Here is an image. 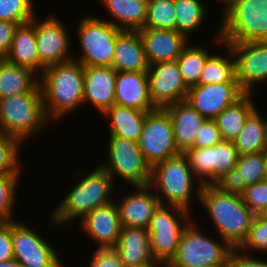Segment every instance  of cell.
I'll return each mask as SVG.
<instances>
[{
    "label": "cell",
    "mask_w": 267,
    "mask_h": 267,
    "mask_svg": "<svg viewBox=\"0 0 267 267\" xmlns=\"http://www.w3.org/2000/svg\"><path fill=\"white\" fill-rule=\"evenodd\" d=\"M40 87L46 116L60 121L84 105V67L77 60L44 68Z\"/></svg>",
    "instance_id": "obj_1"
},
{
    "label": "cell",
    "mask_w": 267,
    "mask_h": 267,
    "mask_svg": "<svg viewBox=\"0 0 267 267\" xmlns=\"http://www.w3.org/2000/svg\"><path fill=\"white\" fill-rule=\"evenodd\" d=\"M87 173L60 203L50 212V221L54 226H65L81 220L89 212L115 200L113 192L117 187L113 178L100 166ZM115 186V187H114Z\"/></svg>",
    "instance_id": "obj_2"
},
{
    "label": "cell",
    "mask_w": 267,
    "mask_h": 267,
    "mask_svg": "<svg viewBox=\"0 0 267 267\" xmlns=\"http://www.w3.org/2000/svg\"><path fill=\"white\" fill-rule=\"evenodd\" d=\"M199 202L212 220L216 236L232 248H238L248 236L255 217L242 197L224 194L212 185H203Z\"/></svg>",
    "instance_id": "obj_3"
},
{
    "label": "cell",
    "mask_w": 267,
    "mask_h": 267,
    "mask_svg": "<svg viewBox=\"0 0 267 267\" xmlns=\"http://www.w3.org/2000/svg\"><path fill=\"white\" fill-rule=\"evenodd\" d=\"M195 179L197 178L190 169L187 158L181 153L154 165L149 185L153 190H157L155 194L161 204L179 206L192 212V196L195 194L200 201L203 186Z\"/></svg>",
    "instance_id": "obj_4"
},
{
    "label": "cell",
    "mask_w": 267,
    "mask_h": 267,
    "mask_svg": "<svg viewBox=\"0 0 267 267\" xmlns=\"http://www.w3.org/2000/svg\"><path fill=\"white\" fill-rule=\"evenodd\" d=\"M48 125L50 121L45 113L42 92L0 99V131L21 144L37 136L42 130L45 131Z\"/></svg>",
    "instance_id": "obj_5"
},
{
    "label": "cell",
    "mask_w": 267,
    "mask_h": 267,
    "mask_svg": "<svg viewBox=\"0 0 267 267\" xmlns=\"http://www.w3.org/2000/svg\"><path fill=\"white\" fill-rule=\"evenodd\" d=\"M219 24L223 43L267 41V0H238Z\"/></svg>",
    "instance_id": "obj_6"
},
{
    "label": "cell",
    "mask_w": 267,
    "mask_h": 267,
    "mask_svg": "<svg viewBox=\"0 0 267 267\" xmlns=\"http://www.w3.org/2000/svg\"><path fill=\"white\" fill-rule=\"evenodd\" d=\"M81 19L75 32L81 53L74 60L83 67H111L116 38L122 30L97 16L86 15Z\"/></svg>",
    "instance_id": "obj_7"
},
{
    "label": "cell",
    "mask_w": 267,
    "mask_h": 267,
    "mask_svg": "<svg viewBox=\"0 0 267 267\" xmlns=\"http://www.w3.org/2000/svg\"><path fill=\"white\" fill-rule=\"evenodd\" d=\"M194 220L195 218L184 229L176 254L166 265L195 267L205 264L226 267L233 248L225 240L219 241L213 239L209 233L208 235L204 233L200 224L198 226Z\"/></svg>",
    "instance_id": "obj_8"
},
{
    "label": "cell",
    "mask_w": 267,
    "mask_h": 267,
    "mask_svg": "<svg viewBox=\"0 0 267 267\" xmlns=\"http://www.w3.org/2000/svg\"><path fill=\"white\" fill-rule=\"evenodd\" d=\"M192 220L193 213L185 208L159 205L148 226L150 245L155 261L164 266L171 261L176 254L184 229Z\"/></svg>",
    "instance_id": "obj_9"
},
{
    "label": "cell",
    "mask_w": 267,
    "mask_h": 267,
    "mask_svg": "<svg viewBox=\"0 0 267 267\" xmlns=\"http://www.w3.org/2000/svg\"><path fill=\"white\" fill-rule=\"evenodd\" d=\"M107 160L101 165L115 182L116 178L135 186L149 185L151 181V166L146 162L138 143L109 136L107 145Z\"/></svg>",
    "instance_id": "obj_10"
},
{
    "label": "cell",
    "mask_w": 267,
    "mask_h": 267,
    "mask_svg": "<svg viewBox=\"0 0 267 267\" xmlns=\"http://www.w3.org/2000/svg\"><path fill=\"white\" fill-rule=\"evenodd\" d=\"M138 146L151 168L181 154L174 141V131L168 112L156 108L146 113Z\"/></svg>",
    "instance_id": "obj_11"
},
{
    "label": "cell",
    "mask_w": 267,
    "mask_h": 267,
    "mask_svg": "<svg viewBox=\"0 0 267 267\" xmlns=\"http://www.w3.org/2000/svg\"><path fill=\"white\" fill-rule=\"evenodd\" d=\"M183 154L202 185H211L221 175L235 168L239 157L233 141L227 140L212 147L189 148Z\"/></svg>",
    "instance_id": "obj_12"
},
{
    "label": "cell",
    "mask_w": 267,
    "mask_h": 267,
    "mask_svg": "<svg viewBox=\"0 0 267 267\" xmlns=\"http://www.w3.org/2000/svg\"><path fill=\"white\" fill-rule=\"evenodd\" d=\"M32 229L25 221H12L14 259L23 267H64L57 250Z\"/></svg>",
    "instance_id": "obj_13"
},
{
    "label": "cell",
    "mask_w": 267,
    "mask_h": 267,
    "mask_svg": "<svg viewBox=\"0 0 267 267\" xmlns=\"http://www.w3.org/2000/svg\"><path fill=\"white\" fill-rule=\"evenodd\" d=\"M35 15L36 44L40 64L46 68L54 64L64 63L74 59L70 51L73 47L67 24L55 15L41 20ZM64 23V24H63Z\"/></svg>",
    "instance_id": "obj_14"
},
{
    "label": "cell",
    "mask_w": 267,
    "mask_h": 267,
    "mask_svg": "<svg viewBox=\"0 0 267 267\" xmlns=\"http://www.w3.org/2000/svg\"><path fill=\"white\" fill-rule=\"evenodd\" d=\"M235 61V78L246 94H254L258 83L267 82V41L224 43Z\"/></svg>",
    "instance_id": "obj_15"
},
{
    "label": "cell",
    "mask_w": 267,
    "mask_h": 267,
    "mask_svg": "<svg viewBox=\"0 0 267 267\" xmlns=\"http://www.w3.org/2000/svg\"><path fill=\"white\" fill-rule=\"evenodd\" d=\"M149 94L156 108L185 100L188 87L185 85L176 60L150 64L147 70Z\"/></svg>",
    "instance_id": "obj_16"
},
{
    "label": "cell",
    "mask_w": 267,
    "mask_h": 267,
    "mask_svg": "<svg viewBox=\"0 0 267 267\" xmlns=\"http://www.w3.org/2000/svg\"><path fill=\"white\" fill-rule=\"evenodd\" d=\"M245 94L239 83L200 84L188 89L185 101L200 115L213 120Z\"/></svg>",
    "instance_id": "obj_17"
},
{
    "label": "cell",
    "mask_w": 267,
    "mask_h": 267,
    "mask_svg": "<svg viewBox=\"0 0 267 267\" xmlns=\"http://www.w3.org/2000/svg\"><path fill=\"white\" fill-rule=\"evenodd\" d=\"M83 234L98 245L96 248H114L122 229L119 210L115 200L89 212L80 220Z\"/></svg>",
    "instance_id": "obj_18"
},
{
    "label": "cell",
    "mask_w": 267,
    "mask_h": 267,
    "mask_svg": "<svg viewBox=\"0 0 267 267\" xmlns=\"http://www.w3.org/2000/svg\"><path fill=\"white\" fill-rule=\"evenodd\" d=\"M119 200L115 199L122 227L148 228L155 210L161 204L150 185L135 186Z\"/></svg>",
    "instance_id": "obj_19"
},
{
    "label": "cell",
    "mask_w": 267,
    "mask_h": 267,
    "mask_svg": "<svg viewBox=\"0 0 267 267\" xmlns=\"http://www.w3.org/2000/svg\"><path fill=\"white\" fill-rule=\"evenodd\" d=\"M148 64L177 60L191 42L176 30L143 28L138 30Z\"/></svg>",
    "instance_id": "obj_20"
},
{
    "label": "cell",
    "mask_w": 267,
    "mask_h": 267,
    "mask_svg": "<svg viewBox=\"0 0 267 267\" xmlns=\"http://www.w3.org/2000/svg\"><path fill=\"white\" fill-rule=\"evenodd\" d=\"M117 71L113 67H84V107L92 105L103 114L115 104Z\"/></svg>",
    "instance_id": "obj_21"
},
{
    "label": "cell",
    "mask_w": 267,
    "mask_h": 267,
    "mask_svg": "<svg viewBox=\"0 0 267 267\" xmlns=\"http://www.w3.org/2000/svg\"><path fill=\"white\" fill-rule=\"evenodd\" d=\"M115 104L145 112L156 109L149 94L147 72H117Z\"/></svg>",
    "instance_id": "obj_22"
},
{
    "label": "cell",
    "mask_w": 267,
    "mask_h": 267,
    "mask_svg": "<svg viewBox=\"0 0 267 267\" xmlns=\"http://www.w3.org/2000/svg\"><path fill=\"white\" fill-rule=\"evenodd\" d=\"M124 267L160 263L155 261L148 228L122 227L118 244L114 247Z\"/></svg>",
    "instance_id": "obj_23"
},
{
    "label": "cell",
    "mask_w": 267,
    "mask_h": 267,
    "mask_svg": "<svg viewBox=\"0 0 267 267\" xmlns=\"http://www.w3.org/2000/svg\"><path fill=\"white\" fill-rule=\"evenodd\" d=\"M164 109L170 116L178 150L183 153L192 148L198 131L207 119L185 100L168 105Z\"/></svg>",
    "instance_id": "obj_24"
},
{
    "label": "cell",
    "mask_w": 267,
    "mask_h": 267,
    "mask_svg": "<svg viewBox=\"0 0 267 267\" xmlns=\"http://www.w3.org/2000/svg\"><path fill=\"white\" fill-rule=\"evenodd\" d=\"M111 67L117 72H147L149 64L138 31L122 30L118 34Z\"/></svg>",
    "instance_id": "obj_25"
},
{
    "label": "cell",
    "mask_w": 267,
    "mask_h": 267,
    "mask_svg": "<svg viewBox=\"0 0 267 267\" xmlns=\"http://www.w3.org/2000/svg\"><path fill=\"white\" fill-rule=\"evenodd\" d=\"M5 59L17 66L31 69L39 76L42 75L44 67L39 62L35 34V16L31 21L19 25Z\"/></svg>",
    "instance_id": "obj_26"
},
{
    "label": "cell",
    "mask_w": 267,
    "mask_h": 267,
    "mask_svg": "<svg viewBox=\"0 0 267 267\" xmlns=\"http://www.w3.org/2000/svg\"><path fill=\"white\" fill-rule=\"evenodd\" d=\"M100 2L110 16V20L106 21L113 26L130 31L144 28L148 0H100Z\"/></svg>",
    "instance_id": "obj_27"
},
{
    "label": "cell",
    "mask_w": 267,
    "mask_h": 267,
    "mask_svg": "<svg viewBox=\"0 0 267 267\" xmlns=\"http://www.w3.org/2000/svg\"><path fill=\"white\" fill-rule=\"evenodd\" d=\"M29 92H41L40 76L31 69L0 59V99Z\"/></svg>",
    "instance_id": "obj_28"
},
{
    "label": "cell",
    "mask_w": 267,
    "mask_h": 267,
    "mask_svg": "<svg viewBox=\"0 0 267 267\" xmlns=\"http://www.w3.org/2000/svg\"><path fill=\"white\" fill-rule=\"evenodd\" d=\"M146 113L114 104L102 114L109 121L108 136L138 142L142 134Z\"/></svg>",
    "instance_id": "obj_29"
},
{
    "label": "cell",
    "mask_w": 267,
    "mask_h": 267,
    "mask_svg": "<svg viewBox=\"0 0 267 267\" xmlns=\"http://www.w3.org/2000/svg\"><path fill=\"white\" fill-rule=\"evenodd\" d=\"M216 37L213 38L215 45L225 47L226 55L221 53H212V55L206 60L204 68L199 77L200 84H212V83H238L235 78V61L231 48L224 44L219 36V31L216 32ZM227 52V53H226Z\"/></svg>",
    "instance_id": "obj_30"
},
{
    "label": "cell",
    "mask_w": 267,
    "mask_h": 267,
    "mask_svg": "<svg viewBox=\"0 0 267 267\" xmlns=\"http://www.w3.org/2000/svg\"><path fill=\"white\" fill-rule=\"evenodd\" d=\"M256 107L246 118L244 127L233 140L239 155L261 153L267 150L266 119Z\"/></svg>",
    "instance_id": "obj_31"
},
{
    "label": "cell",
    "mask_w": 267,
    "mask_h": 267,
    "mask_svg": "<svg viewBox=\"0 0 267 267\" xmlns=\"http://www.w3.org/2000/svg\"><path fill=\"white\" fill-rule=\"evenodd\" d=\"M253 96V94H245L213 119L223 140L233 141L239 135L245 125L246 118L257 107Z\"/></svg>",
    "instance_id": "obj_32"
},
{
    "label": "cell",
    "mask_w": 267,
    "mask_h": 267,
    "mask_svg": "<svg viewBox=\"0 0 267 267\" xmlns=\"http://www.w3.org/2000/svg\"><path fill=\"white\" fill-rule=\"evenodd\" d=\"M206 7L202 0H174L175 30L190 40L193 35L191 33L197 32L205 25L208 14Z\"/></svg>",
    "instance_id": "obj_33"
},
{
    "label": "cell",
    "mask_w": 267,
    "mask_h": 267,
    "mask_svg": "<svg viewBox=\"0 0 267 267\" xmlns=\"http://www.w3.org/2000/svg\"><path fill=\"white\" fill-rule=\"evenodd\" d=\"M212 54L205 46L189 44L183 49L177 62L185 85L190 88L199 85V77L204 68L206 60Z\"/></svg>",
    "instance_id": "obj_34"
},
{
    "label": "cell",
    "mask_w": 267,
    "mask_h": 267,
    "mask_svg": "<svg viewBox=\"0 0 267 267\" xmlns=\"http://www.w3.org/2000/svg\"><path fill=\"white\" fill-rule=\"evenodd\" d=\"M174 0H148L144 28L175 30Z\"/></svg>",
    "instance_id": "obj_35"
},
{
    "label": "cell",
    "mask_w": 267,
    "mask_h": 267,
    "mask_svg": "<svg viewBox=\"0 0 267 267\" xmlns=\"http://www.w3.org/2000/svg\"><path fill=\"white\" fill-rule=\"evenodd\" d=\"M22 173L0 174V223L14 221V207ZM17 194V195H16Z\"/></svg>",
    "instance_id": "obj_36"
},
{
    "label": "cell",
    "mask_w": 267,
    "mask_h": 267,
    "mask_svg": "<svg viewBox=\"0 0 267 267\" xmlns=\"http://www.w3.org/2000/svg\"><path fill=\"white\" fill-rule=\"evenodd\" d=\"M21 146L24 145L17 139L0 131V174L23 173L19 156Z\"/></svg>",
    "instance_id": "obj_37"
},
{
    "label": "cell",
    "mask_w": 267,
    "mask_h": 267,
    "mask_svg": "<svg viewBox=\"0 0 267 267\" xmlns=\"http://www.w3.org/2000/svg\"><path fill=\"white\" fill-rule=\"evenodd\" d=\"M33 0H0V20L24 24L36 15Z\"/></svg>",
    "instance_id": "obj_38"
},
{
    "label": "cell",
    "mask_w": 267,
    "mask_h": 267,
    "mask_svg": "<svg viewBox=\"0 0 267 267\" xmlns=\"http://www.w3.org/2000/svg\"><path fill=\"white\" fill-rule=\"evenodd\" d=\"M265 152L239 155L236 168L248 185L265 180Z\"/></svg>",
    "instance_id": "obj_39"
},
{
    "label": "cell",
    "mask_w": 267,
    "mask_h": 267,
    "mask_svg": "<svg viewBox=\"0 0 267 267\" xmlns=\"http://www.w3.org/2000/svg\"><path fill=\"white\" fill-rule=\"evenodd\" d=\"M238 249L246 254L267 252V221L260 215H255L248 236Z\"/></svg>",
    "instance_id": "obj_40"
},
{
    "label": "cell",
    "mask_w": 267,
    "mask_h": 267,
    "mask_svg": "<svg viewBox=\"0 0 267 267\" xmlns=\"http://www.w3.org/2000/svg\"><path fill=\"white\" fill-rule=\"evenodd\" d=\"M241 197L255 215L262 214L267 209V180L250 184Z\"/></svg>",
    "instance_id": "obj_41"
},
{
    "label": "cell",
    "mask_w": 267,
    "mask_h": 267,
    "mask_svg": "<svg viewBox=\"0 0 267 267\" xmlns=\"http://www.w3.org/2000/svg\"><path fill=\"white\" fill-rule=\"evenodd\" d=\"M219 192L242 196L245 189L249 186L242 180L240 171L235 167L221 175L212 184Z\"/></svg>",
    "instance_id": "obj_42"
},
{
    "label": "cell",
    "mask_w": 267,
    "mask_h": 267,
    "mask_svg": "<svg viewBox=\"0 0 267 267\" xmlns=\"http://www.w3.org/2000/svg\"><path fill=\"white\" fill-rule=\"evenodd\" d=\"M216 122L207 119L198 131L192 148L212 147L222 141Z\"/></svg>",
    "instance_id": "obj_43"
},
{
    "label": "cell",
    "mask_w": 267,
    "mask_h": 267,
    "mask_svg": "<svg viewBox=\"0 0 267 267\" xmlns=\"http://www.w3.org/2000/svg\"><path fill=\"white\" fill-rule=\"evenodd\" d=\"M87 267H124L114 248H95Z\"/></svg>",
    "instance_id": "obj_44"
},
{
    "label": "cell",
    "mask_w": 267,
    "mask_h": 267,
    "mask_svg": "<svg viewBox=\"0 0 267 267\" xmlns=\"http://www.w3.org/2000/svg\"><path fill=\"white\" fill-rule=\"evenodd\" d=\"M226 267H267V261L233 248L228 256Z\"/></svg>",
    "instance_id": "obj_45"
},
{
    "label": "cell",
    "mask_w": 267,
    "mask_h": 267,
    "mask_svg": "<svg viewBox=\"0 0 267 267\" xmlns=\"http://www.w3.org/2000/svg\"><path fill=\"white\" fill-rule=\"evenodd\" d=\"M13 258L12 221L0 223V262Z\"/></svg>",
    "instance_id": "obj_46"
},
{
    "label": "cell",
    "mask_w": 267,
    "mask_h": 267,
    "mask_svg": "<svg viewBox=\"0 0 267 267\" xmlns=\"http://www.w3.org/2000/svg\"><path fill=\"white\" fill-rule=\"evenodd\" d=\"M19 25L20 23L0 20V59L8 55L13 37Z\"/></svg>",
    "instance_id": "obj_47"
},
{
    "label": "cell",
    "mask_w": 267,
    "mask_h": 267,
    "mask_svg": "<svg viewBox=\"0 0 267 267\" xmlns=\"http://www.w3.org/2000/svg\"><path fill=\"white\" fill-rule=\"evenodd\" d=\"M238 0H215V2H220L222 4V11L221 17L237 2Z\"/></svg>",
    "instance_id": "obj_48"
},
{
    "label": "cell",
    "mask_w": 267,
    "mask_h": 267,
    "mask_svg": "<svg viewBox=\"0 0 267 267\" xmlns=\"http://www.w3.org/2000/svg\"><path fill=\"white\" fill-rule=\"evenodd\" d=\"M0 267H23V266L13 258L11 260L1 261Z\"/></svg>",
    "instance_id": "obj_49"
},
{
    "label": "cell",
    "mask_w": 267,
    "mask_h": 267,
    "mask_svg": "<svg viewBox=\"0 0 267 267\" xmlns=\"http://www.w3.org/2000/svg\"><path fill=\"white\" fill-rule=\"evenodd\" d=\"M131 267H164L161 263H146L144 265L131 266Z\"/></svg>",
    "instance_id": "obj_50"
},
{
    "label": "cell",
    "mask_w": 267,
    "mask_h": 267,
    "mask_svg": "<svg viewBox=\"0 0 267 267\" xmlns=\"http://www.w3.org/2000/svg\"><path fill=\"white\" fill-rule=\"evenodd\" d=\"M164 267H194V266H181V265H165ZM195 267H215L211 265H200V266H195Z\"/></svg>",
    "instance_id": "obj_51"
},
{
    "label": "cell",
    "mask_w": 267,
    "mask_h": 267,
    "mask_svg": "<svg viewBox=\"0 0 267 267\" xmlns=\"http://www.w3.org/2000/svg\"><path fill=\"white\" fill-rule=\"evenodd\" d=\"M264 171H265V180H267V150L265 151Z\"/></svg>",
    "instance_id": "obj_52"
},
{
    "label": "cell",
    "mask_w": 267,
    "mask_h": 267,
    "mask_svg": "<svg viewBox=\"0 0 267 267\" xmlns=\"http://www.w3.org/2000/svg\"><path fill=\"white\" fill-rule=\"evenodd\" d=\"M260 216L267 221V209Z\"/></svg>",
    "instance_id": "obj_53"
}]
</instances>
